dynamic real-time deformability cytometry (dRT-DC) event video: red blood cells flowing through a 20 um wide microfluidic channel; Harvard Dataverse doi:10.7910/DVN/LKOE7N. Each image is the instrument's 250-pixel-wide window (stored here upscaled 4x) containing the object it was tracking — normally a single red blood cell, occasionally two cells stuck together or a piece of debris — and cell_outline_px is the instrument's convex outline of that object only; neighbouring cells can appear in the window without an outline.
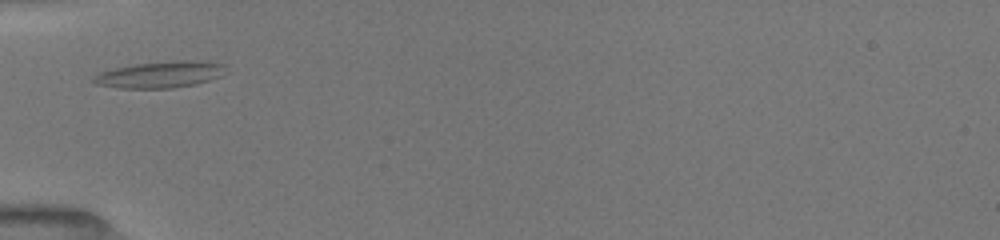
{"species": "common noctule bat (a hibernating species)", "species_latin": "Nyctalus noctula", "temperature_condition": "room temperature", "stored_images_in_passage": 26, "camera_frame_rate_fps": 3000, "um_per_image_px": 0.085, "animal": {"sex": "female", "body_mass_g": 19.5, "forearm_length_mm": 54.1}, "frame": {"image": 1, "passage_image": 1, "time_ms": 0.0, "image_size_px": [1000, 240], "cell_outline_px": [[224, 64], [220, 76], [196, 84], [172, 88], [116, 88], [96, 84], [92, 80], [92, 76], [100, 72], [116, 68], [136, 64], [180, 60], [200, 60]], "centroid_in_image_um": [13.57, 6.34], "position_along_channel_um": 71.4, "area_um2": 20.17}}
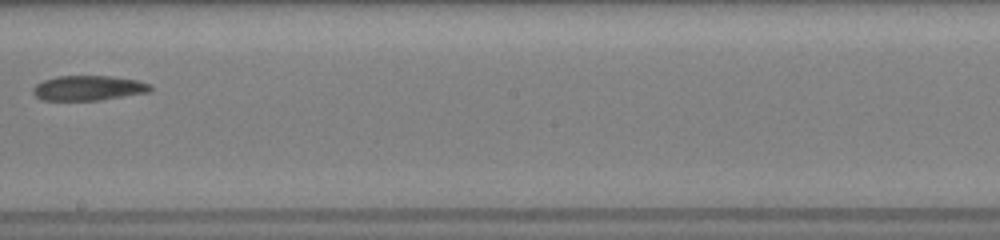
{"frame": {"image": 2, "passage_image": 11, "time_ms": 4.333, "image_size_px": [1000, 240], "cell_outline_px": [[152, 88], [148, 92], [100, 100], [44, 100], [36, 96], [32, 92], [32, 88], [36, 84], [44, 80], [56, 76], [112, 76], [136, 80], [152, 84]], "centroid_in_image_um": [7.51, 7.48], "position_along_channel_um": 240.7, "area_um2": 16.99}}
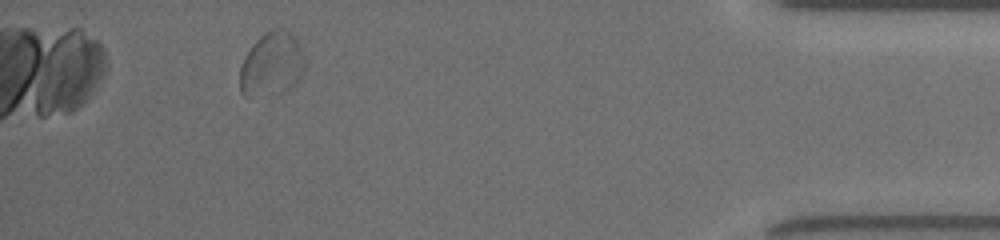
{"frame": {"image": 3, "passage_image": 23, "time_ms": 10.0, "image_size_px": [1000, 240], "cell_outline_px": [[304, 68], [300, 76], [288, 88], [248, 96], [244, 96], [240, 92], [240, 68], [244, 56], [252, 44], [260, 36], [272, 28], [280, 28], [288, 32], [296, 40], [304, 56]], "centroid_in_image_um": [23.05, 5.4], "position_along_channel_um": 412.2, "area_um2": 23.29}, "authors_computed_cell_mechanics": {"area_um2": 17.8891, "velocity_mm_per_s": 3.9254, "shape_relaxation_time_tau1_ms": 6.9824, "shape_relaxation_time_tau2_ms": null, "deformation_change_tau1": 0.0886, "deformation_change_tau2": null}}